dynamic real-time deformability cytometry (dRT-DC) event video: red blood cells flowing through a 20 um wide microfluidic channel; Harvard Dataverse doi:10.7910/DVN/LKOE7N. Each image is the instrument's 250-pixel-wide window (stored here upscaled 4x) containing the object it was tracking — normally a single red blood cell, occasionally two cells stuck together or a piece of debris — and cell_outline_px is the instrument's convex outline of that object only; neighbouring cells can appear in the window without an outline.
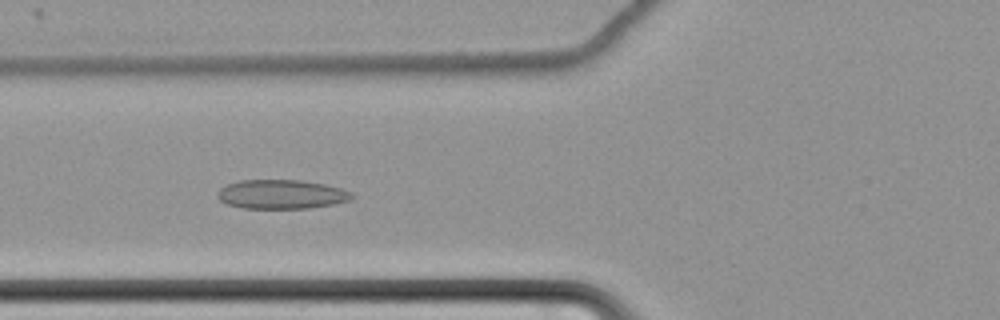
{"species": "common noctule bat (a hibernating species)", "species_latin": "Nyctalus noctula", "temperature_condition": "cold", "stored_images_in_passage": 65, "camera_frame_rate_fps": 3000, "um_per_image_px": 0.085, "animal": {"sex": "female", "body_mass_g": 22.7, "forearm_length_mm": 54.2}, "frame": {"image": 1, "passage_image": 29, "time_ms": 9.333, "image_size_px": [1000, 320], "cell_outline_px": [[352, 196], [348, 200], [332, 204], [308, 208], [240, 208], [228, 204], [220, 200], [216, 196], [220, 188], [228, 184], [240, 180], [300, 180], [324, 184], [340, 188], [352, 192]], "centroid_in_image_um": [23.88, 16.51], "position_along_channel_um": 101.9, "area_um2": 22.6}}
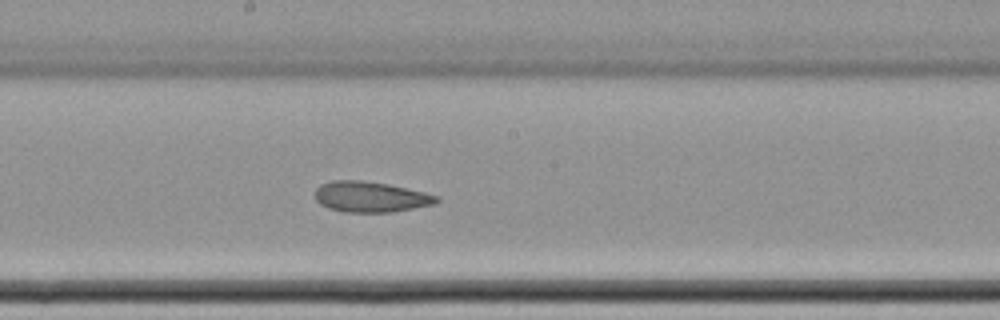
{"frame": {"image": 2, "passage_image": 39, "time_ms": 12.667, "image_size_px": [1000, 320], "cell_outline_px": [[440, 200], [436, 204], [392, 212], [344, 212], [328, 208], [320, 204], [316, 200], [316, 188], [320, 184], [332, 180], [360, 180], [388, 184], [424, 192], [440, 196]], "centroid_in_image_um": [31.51, 16.73], "position_along_channel_um": 216.7, "area_um2": 21.79}}
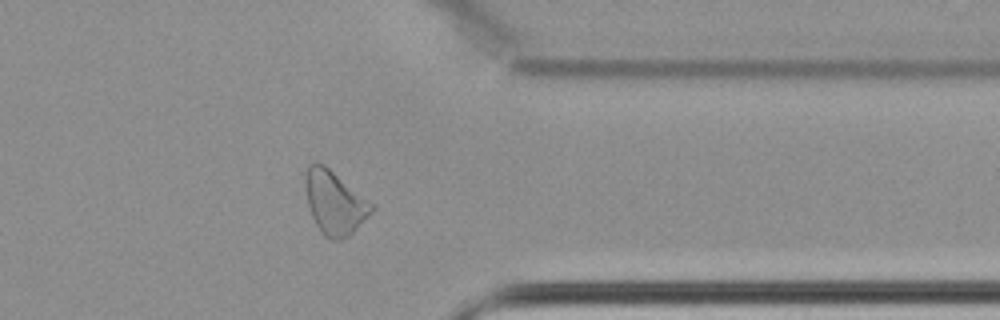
{"frame": {"image": 3, "passage_image": 54, "time_ms": 17.667, "image_size_px": [1000, 320], "cell_outline_px": [[376, 208], [348, 236], [340, 240], [332, 240], [324, 236], [320, 232], [312, 216], [308, 204], [304, 180], [304, 172], [308, 164], [316, 160], [324, 164], [372, 204]], "centroid_in_image_um": [28.39, 17.2], "position_along_channel_um": 383.0, "area_um2": 24.28}, "authors_computed_cell_mechanics": {"area_um2": 25.2008, "velocity_mm_per_s": 3.4458, "shape_relaxation_time_tau1_ms": null, "shape_relaxation_time_tau2_ms": 2.9483, "deformation_change_tau1": null, "deformation_change_tau2": 0.0954}}